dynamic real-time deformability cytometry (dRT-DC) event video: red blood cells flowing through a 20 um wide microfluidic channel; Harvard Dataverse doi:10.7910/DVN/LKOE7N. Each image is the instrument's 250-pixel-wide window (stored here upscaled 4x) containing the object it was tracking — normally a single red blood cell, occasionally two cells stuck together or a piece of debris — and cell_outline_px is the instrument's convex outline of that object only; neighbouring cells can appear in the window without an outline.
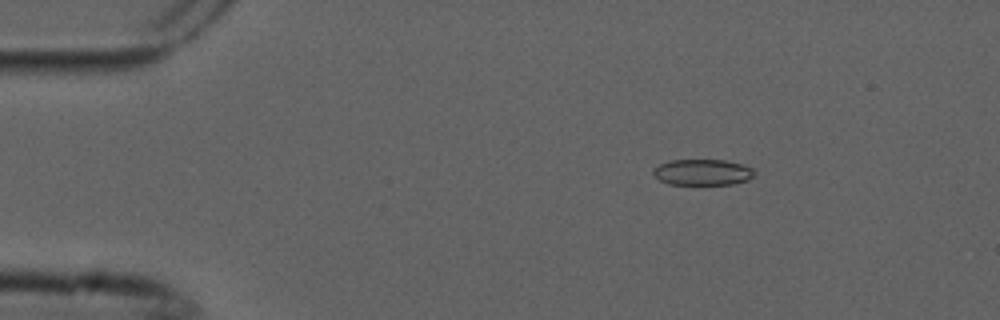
{"species": "common noctule bat (a hibernating species)", "species_latin": "Nyctalus noctula", "temperature_condition": "cold", "stored_images_in_passage": 4, "camera_frame_rate_fps": 3000, "um_per_image_px": 0.085, "animal": {"sex": "male", "forearm_length_mm": 52.5}, "frame": {"image": 1, "passage_image": 3, "time_ms": 0.667, "image_size_px": [1000, 320], "cell_outline_px": [[756, 172], [748, 180], [732, 184], [668, 184], [660, 180], [652, 172], [652, 168], [668, 160], [724, 160], [744, 164], [752, 168]], "centroid_in_image_um": [59.72, 14.63], "position_along_channel_um": 25.3, "area_um2": 15.37}}